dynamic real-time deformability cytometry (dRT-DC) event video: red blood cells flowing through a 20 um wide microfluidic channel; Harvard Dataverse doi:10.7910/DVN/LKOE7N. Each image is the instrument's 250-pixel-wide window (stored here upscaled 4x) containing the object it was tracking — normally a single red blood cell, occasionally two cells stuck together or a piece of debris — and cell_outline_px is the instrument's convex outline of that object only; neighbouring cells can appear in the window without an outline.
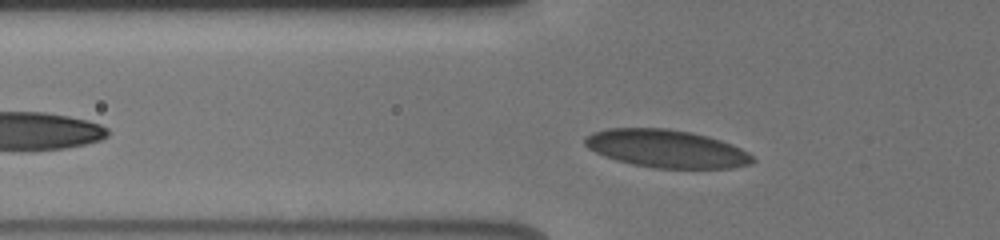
{"species": "human", "species_latin": "Homo sapiens", "temperature_condition": "cold", "stored_images_in_passage": 42, "camera_frame_rate_fps": 3000, "um_per_image_px": 0.085, "donor": {"sex": "male"}, "frame": {"image": 1, "passage_image": 7, "time_ms": 2.0, "image_size_px": [1000, 240], "cell_outline_px": [[756, 160], [752, 164], [732, 168], [656, 168], [632, 164], [616, 160], [604, 156], [588, 148], [584, 144], [584, 136], [592, 132], [608, 128], [668, 128], [692, 132], [708, 136], [732, 144], [748, 152]], "centroid_in_image_um": [56.65, 12.63], "position_along_channel_um": 69.2, "area_um2": 37.22}}
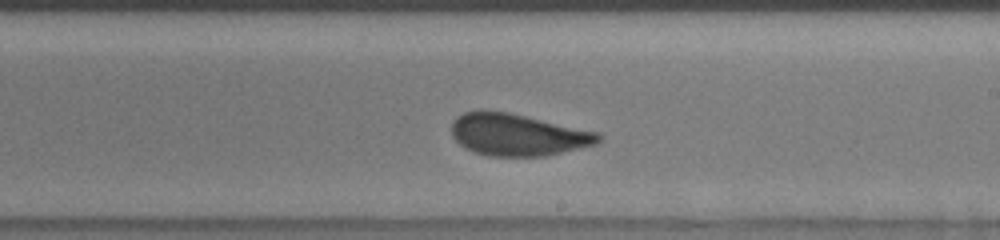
{"frame": {"image": 2, "passage_image": 21, "time_ms": 6.667, "image_size_px": [1000, 240], "cell_outline_px": [[600, 140], [596, 144], [544, 156], [488, 156], [464, 148], [452, 136], [452, 124], [456, 116], [464, 112], [480, 108], [508, 112], [600, 132]], "centroid_in_image_um": [43.96, 11.43], "position_along_channel_um": 245.0, "area_um2": 36.13}}
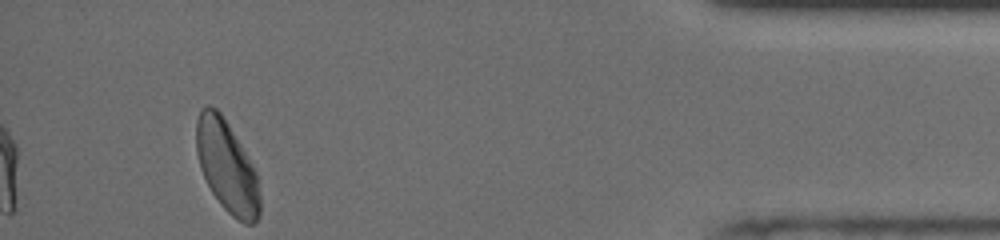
{"frame": {"image": 3, "passage_image": 38, "time_ms": 12.333, "image_size_px": [1000, 240], "cell_outline_px": [[260, 216], [252, 224], [244, 224], [232, 216], [220, 204], [212, 192], [200, 168], [196, 152], [196, 120], [200, 108], [208, 104], [216, 108], [220, 112], [228, 124], [252, 164], [256, 172], [260, 196]], "centroid_in_image_um": [19.27, 14.15], "position_along_channel_um": 415.9, "area_um2": 33.93}}